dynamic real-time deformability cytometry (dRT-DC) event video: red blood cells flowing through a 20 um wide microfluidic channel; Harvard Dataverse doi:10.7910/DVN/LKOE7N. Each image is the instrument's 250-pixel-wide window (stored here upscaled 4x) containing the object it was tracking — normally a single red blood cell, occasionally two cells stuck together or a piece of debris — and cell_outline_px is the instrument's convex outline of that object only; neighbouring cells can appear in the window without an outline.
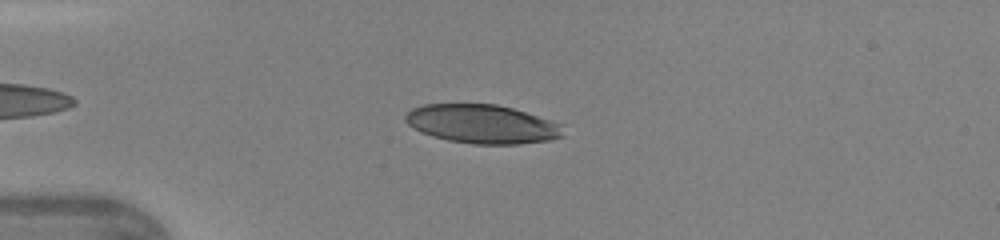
{"species": "human", "species_latin": "Homo sapiens", "temperature_condition": "warm", "stored_images_in_passage": 36, "camera_frame_rate_fps": 3000, "um_per_image_px": 0.085, "donor": {"sex": "female"}, "frame": {"image": 1, "passage_image": 6, "time_ms": 1.667, "image_size_px": [1000, 240], "cell_outline_px": [[564, 136], [548, 140], [520, 144], [472, 144], [448, 140], [432, 136], [420, 132], [408, 124], [404, 120], [404, 116], [412, 108], [424, 104], [496, 104], [512, 108], [564, 124]], "centroid_in_image_um": [40.99, 10.54], "position_along_channel_um": 44.0, "area_um2": 35.84}, "authors_computed_cell_mechanics": {"area_um2": 38.0035, "velocity_mm_per_s": 4.3436, "shape_relaxation_time_tau1_ms": 3.1471, "shape_relaxation_time_tau2_ms": null, "deformation_change_tau1": 0.1883, "deformation_change_tau2": null}}